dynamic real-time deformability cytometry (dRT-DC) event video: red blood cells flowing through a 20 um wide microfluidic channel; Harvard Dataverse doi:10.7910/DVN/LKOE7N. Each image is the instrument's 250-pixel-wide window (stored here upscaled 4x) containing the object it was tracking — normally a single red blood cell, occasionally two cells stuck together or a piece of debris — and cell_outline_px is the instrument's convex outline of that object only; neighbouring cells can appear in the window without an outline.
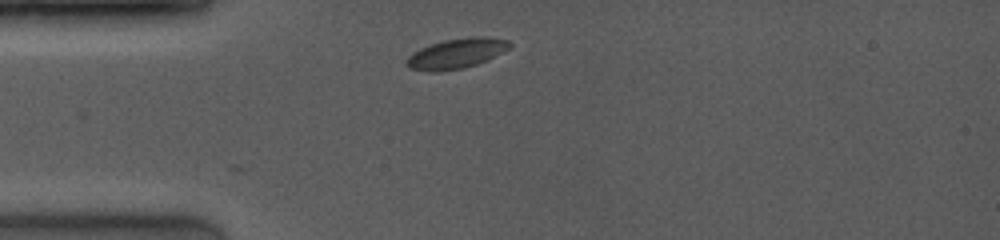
{"species": "common noctule bat (a hibernating species)", "species_latin": "Nyctalus noctula", "temperature_condition": "room temperature", "stored_images_in_passage": 2, "camera_frame_rate_fps": 4000, "um_per_image_px": 0.085, "animal": {"sex": "female", "body_mass_g": 19.0, "forearm_length_mm": 53.3}, "frame": {"image": 1, "passage_image": 2, "time_ms": 0.75, "image_size_px": [1000, 240], "cell_outline_px": [[512, 44], [508, 48], [488, 60], [464, 68], [436, 72], [428, 72], [408, 68], [404, 64], [408, 56], [412, 52], [420, 48], [444, 40], [472, 36], [480, 36], [508, 40]], "centroid_in_image_um": [38.74, 4.56], "position_along_channel_um": 46.3, "area_um2": 18.09}}